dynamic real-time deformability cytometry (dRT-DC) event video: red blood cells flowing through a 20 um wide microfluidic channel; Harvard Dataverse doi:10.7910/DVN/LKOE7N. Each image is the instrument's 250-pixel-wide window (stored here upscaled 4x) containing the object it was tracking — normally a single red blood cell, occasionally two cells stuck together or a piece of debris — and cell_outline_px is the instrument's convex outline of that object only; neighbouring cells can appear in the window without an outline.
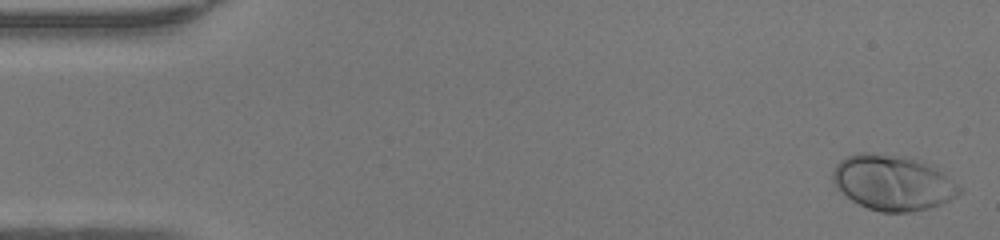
{"species": "human", "species_latin": "Homo sapiens", "temperature_condition": "warm", "stored_images_in_passage": 48, "camera_frame_rate_fps": 3000, "um_per_image_px": 0.085, "donor": {"sex": "female"}, "frame": {"image": 1, "passage_image": 1, "time_ms": 0.0, "image_size_px": [1000, 240], "cell_outline_px": [[964, 192], [940, 204], [928, 208], [908, 212], [880, 212], [868, 208], [852, 200], [836, 188], [832, 180], [832, 172], [836, 164], [840, 160], [848, 156], [860, 152], [864, 152], [892, 156], [916, 160], [932, 164], [964, 188]], "centroid_in_image_um": [75.9, 15.54], "position_along_channel_um": 9.1, "area_um2": 40.58}}
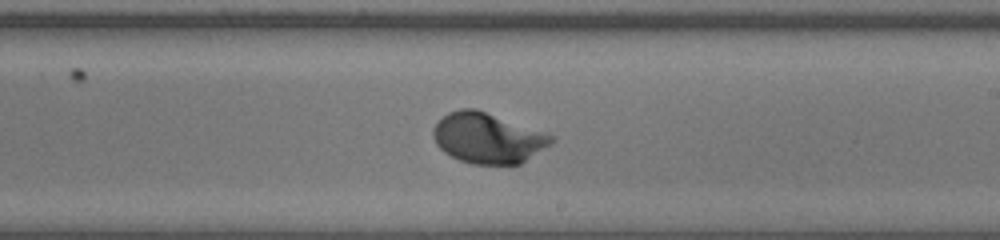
{"frame": {"image": 2, "passage_image": 28, "time_ms": 9.0, "image_size_px": [1000, 240], "cell_outline_px": [[552, 144], [520, 164], [472, 164], [460, 160], [444, 152], [436, 144], [432, 136], [432, 128], [448, 112], [460, 108], [476, 108], [544, 132], [552, 136]], "centroid_in_image_um": [41.43, 11.73], "position_along_channel_um": 247.6, "area_um2": 34.56}}
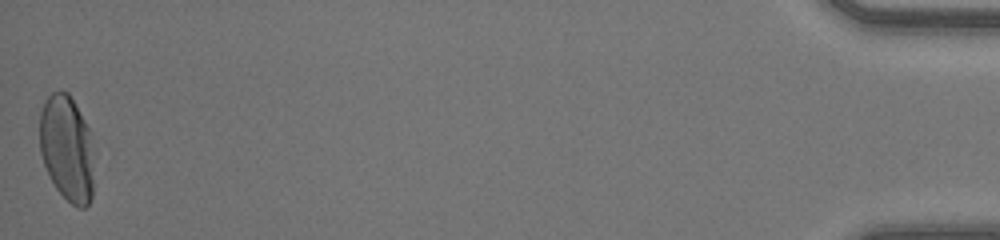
{"frame": {"image": 3, "passage_image": 48, "time_ms": 15.667, "image_size_px": [1000, 240], "cell_outline_px": [[92, 196], [88, 204], [84, 208], [76, 208], [56, 188], [44, 164], [40, 152], [40, 112], [44, 100], [52, 92], [68, 92], [84, 120], [88, 128], [92, 180]], "centroid_in_image_um": [5.64, 12.6], "position_along_channel_um": 429.6, "area_um2": 32.66}, "authors_computed_cell_mechanics": {"area_um2": 33.8708, "velocity_mm_per_s": 4.25, "shape_relaxation_time_tau1_ms": 2.532, "shape_relaxation_time_tau2_ms": null, "deformation_change_tau1": 0.1709, "deformation_change_tau2": null}}